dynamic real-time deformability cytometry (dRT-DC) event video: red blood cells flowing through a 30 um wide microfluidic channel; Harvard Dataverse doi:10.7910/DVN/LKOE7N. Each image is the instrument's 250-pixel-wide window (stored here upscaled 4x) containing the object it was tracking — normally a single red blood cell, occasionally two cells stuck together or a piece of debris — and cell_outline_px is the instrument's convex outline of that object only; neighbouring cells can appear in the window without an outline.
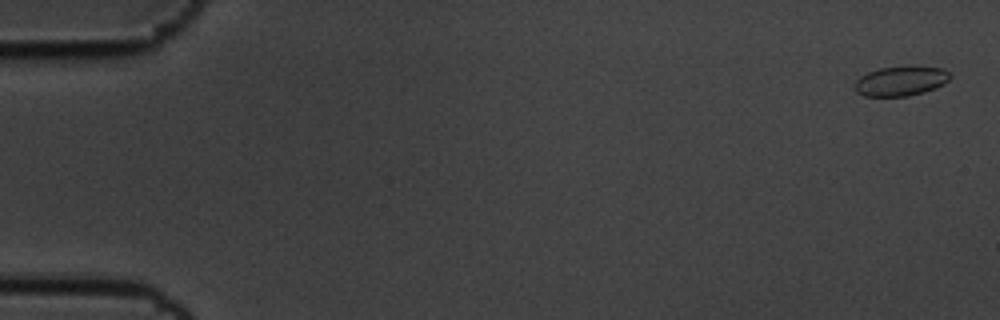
{"species": "common noctule bat (a hibernating species)", "species_latin": "Nyctalus noctula", "temperature_condition": "cold", "stored_images_in_passage": 10, "camera_frame_rate_fps": 3000, "um_per_image_px": 0.085, "animal": {"sex": "male", "body_mass_g": 19.5, "forearm_length_mm": 54.6}, "frame": {"image": 1, "passage_image": 2, "time_ms": 0.333, "image_size_px": [1000, 320], "cell_outline_px": [[952, 76], [944, 84], [936, 88], [924, 92], [908, 96], [864, 96], [856, 92], [856, 80], [860, 76], [868, 72], [880, 68], [904, 64], [908, 64], [944, 68]], "centroid_in_image_um": [76.61, 6.85], "position_along_channel_um": 8.4, "area_um2": 16.99}}